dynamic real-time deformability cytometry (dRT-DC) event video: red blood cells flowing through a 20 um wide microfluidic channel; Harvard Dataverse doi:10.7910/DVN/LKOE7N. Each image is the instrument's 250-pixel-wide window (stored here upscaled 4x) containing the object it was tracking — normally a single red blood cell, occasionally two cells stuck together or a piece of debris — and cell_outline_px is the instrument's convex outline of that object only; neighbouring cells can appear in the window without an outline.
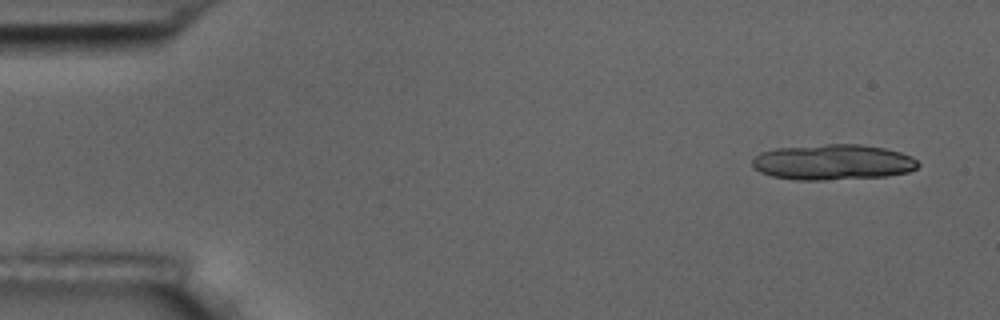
{"species": "common noctule bat (a hibernating species)", "species_latin": "Nyctalus noctula", "temperature_condition": "room temperature", "stored_images_in_passage": 6, "camera_frame_rate_fps": 3000, "um_per_image_px": 0.085, "animal": {"sex": "male", "body_mass_g": 17.5, "forearm_length_mm": 52.3}, "frame": {"image": 1, "passage_image": 1, "time_ms": 0.0, "image_size_px": [1000, 320], "cell_outline_px": [[920, 164], [916, 168], [908, 172], [888, 176], [824, 180], [796, 180], [772, 176], [760, 172], [752, 164], [752, 160], [760, 152], [776, 148], [824, 144], [860, 144], [884, 148], [900, 152], [912, 156]], "centroid_in_image_um": [70.81, 13.78], "position_along_channel_um": 14.2, "area_um2": 34.45}}
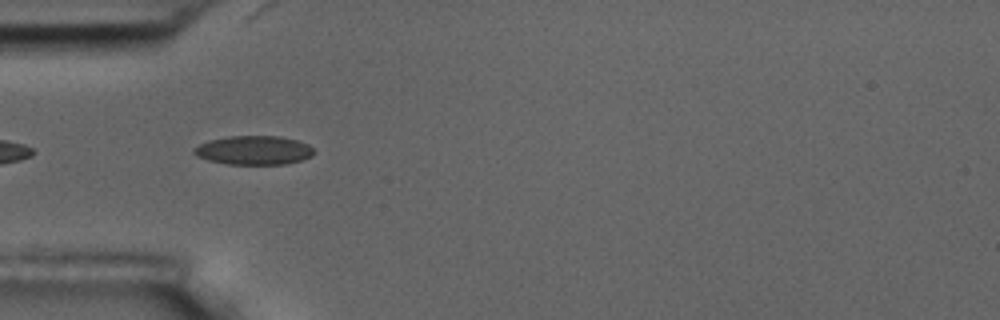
{"frame": {"image": 2, "passage_image": 5, "time_ms": 4.667, "image_size_px": [1000, 320], "cell_outline_px": [[316, 152], [312, 156], [300, 160], [284, 164], [228, 164], [208, 160], [196, 156], [192, 152], [192, 148], [208, 140], [228, 136], [280, 136], [296, 140], [308, 144]], "centroid_in_image_um": [21.55, 12.76], "position_along_channel_um": 63.5, "area_um2": 20.29}}